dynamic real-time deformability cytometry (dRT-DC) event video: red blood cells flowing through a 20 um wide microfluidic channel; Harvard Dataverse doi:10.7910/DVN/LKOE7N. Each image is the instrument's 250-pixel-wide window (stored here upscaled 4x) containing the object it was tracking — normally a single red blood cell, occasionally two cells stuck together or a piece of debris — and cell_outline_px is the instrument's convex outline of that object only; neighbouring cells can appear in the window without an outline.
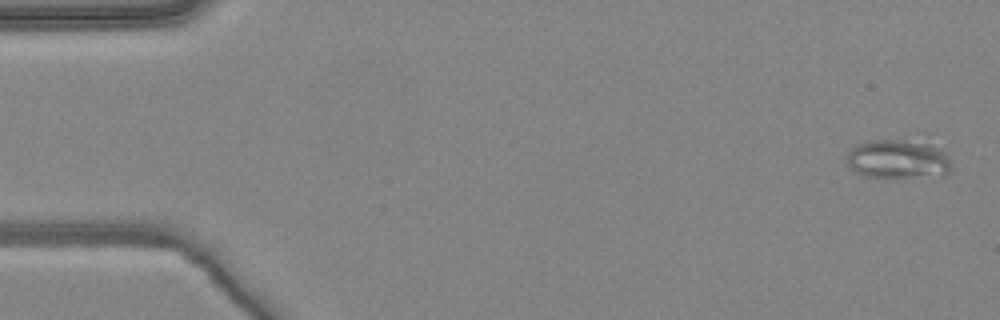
{"species": "common noctule bat (a hibernating species)", "species_latin": "Nyctalus noctula", "temperature_condition": "warm", "stored_images_in_passage": 4, "camera_frame_rate_fps": 3000, "um_per_image_px": 0.085, "animal": {"sex": "female", "body_mass_g": 24.6, "forearm_length_mm": 56.2}, "frame": {"image": 1, "passage_image": 1, "time_ms": 0.0, "image_size_px": [1000, 320], "cell_outline_px": [[948, 176], [864, 176], [856, 172], [844, 160], [844, 156], [856, 144], [872, 140], [904, 140], [928, 144], [940, 148], [944, 152], [948, 160]], "centroid_in_image_um": [76.27, 13.52], "position_along_channel_um": 8.7, "area_um2": 23.35}}